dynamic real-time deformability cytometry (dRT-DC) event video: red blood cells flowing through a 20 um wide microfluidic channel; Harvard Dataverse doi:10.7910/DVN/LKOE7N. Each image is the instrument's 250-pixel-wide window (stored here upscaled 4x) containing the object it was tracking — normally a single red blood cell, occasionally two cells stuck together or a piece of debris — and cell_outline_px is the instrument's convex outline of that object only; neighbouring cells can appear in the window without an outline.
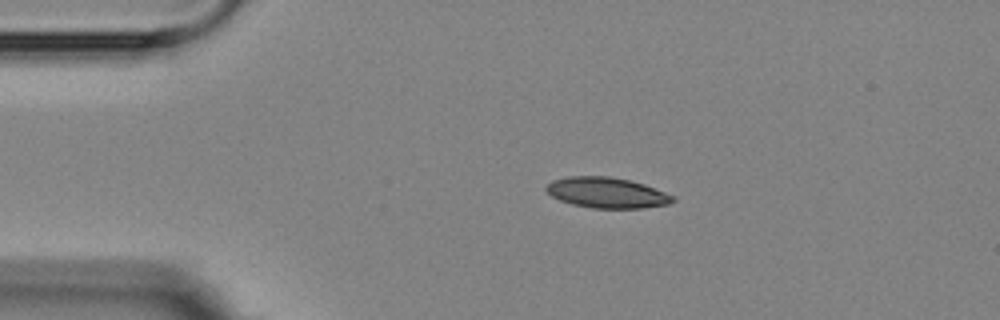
{"species": "Egyptian fruit bat (a non-hibernating species)", "species_latin": "Rousettus aegyptiacus", "temperature_condition": "room temperature", "stored_images_in_passage": 7, "camera_frame_rate_fps": 3000, "um_per_image_px": 0.085, "animal": {"sex": "female"}, "frame": {"image": 1, "passage_image": 1, "time_ms": 0.0, "image_size_px": [1000, 320], "cell_outline_px": [[676, 200], [668, 204], [640, 208], [592, 208], [572, 204], [560, 200], [552, 196], [544, 188], [552, 180], [568, 176], [608, 176], [628, 180], [644, 184], [676, 196]], "centroid_in_image_um": [51.59, 16.38], "position_along_channel_um": 33.4, "area_um2": 22.54}}
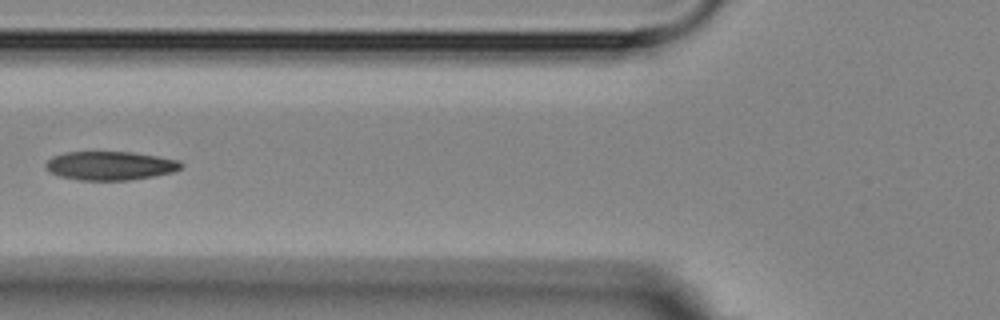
{"frame": {"image": 2, "passage_image": 4, "time_ms": 3.333, "image_size_px": [1000, 320], "cell_outline_px": [[184, 164], [180, 168], [172, 172], [152, 176], [128, 180], [80, 180], [60, 176], [48, 172], [44, 168], [44, 164], [52, 156], [64, 152], [132, 152], [180, 160]], "centroid_in_image_um": [9.32, 14.08], "position_along_channel_um": 116.5, "area_um2": 22.72}}
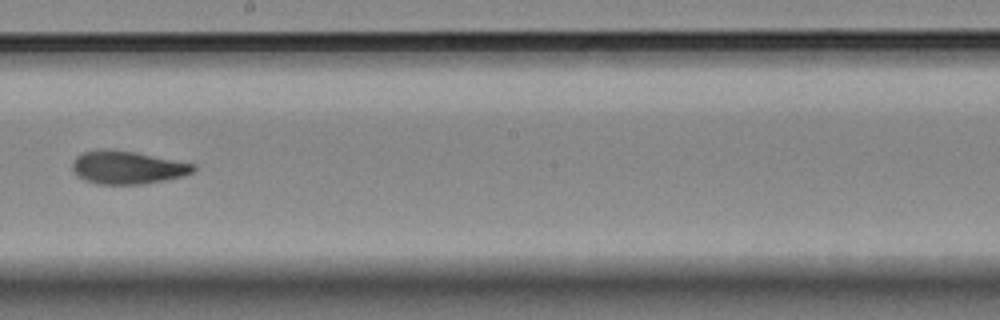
{"frame": {"image": 3, "passage_image": 7, "time_ms": 6.667, "image_size_px": [1000, 320], "cell_outline_px": [[196, 168], [192, 172], [184, 176], [164, 180], [140, 184], [96, 184], [84, 180], [76, 176], [72, 172], [72, 160], [80, 152], [96, 148], [112, 148], [136, 152], [196, 164]], "centroid_in_image_um": [10.75, 14.21], "position_along_channel_um": 237.4, "area_um2": 23.87}}